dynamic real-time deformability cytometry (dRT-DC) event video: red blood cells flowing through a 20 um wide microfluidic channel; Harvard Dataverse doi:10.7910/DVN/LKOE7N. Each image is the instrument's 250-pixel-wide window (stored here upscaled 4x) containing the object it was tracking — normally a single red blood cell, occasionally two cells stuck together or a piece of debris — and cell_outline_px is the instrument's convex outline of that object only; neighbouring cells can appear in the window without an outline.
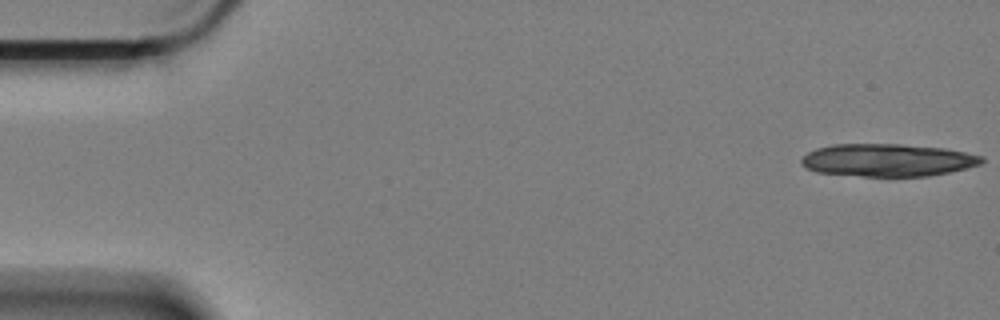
{"species": "Egyptian fruit bat (a non-hibernating species)", "species_latin": "Rousettus aegyptiacus", "temperature_condition": "cold", "stored_images_in_passage": 17, "camera_frame_rate_fps": 3000, "um_per_image_px": 0.085, "animal": {"sex": "female"}, "frame": {"image": 1, "passage_image": 1, "time_ms": 0.0, "image_size_px": [1000, 320], "cell_outline_px": [[984, 160], [980, 164], [948, 172], [928, 176], [860, 176], [816, 172], [800, 164], [800, 160], [808, 152], [816, 148], [832, 144], [900, 144], [944, 148], [984, 156]], "centroid_in_image_um": [75.41, 13.6], "position_along_channel_um": 9.6, "area_um2": 34.22}}